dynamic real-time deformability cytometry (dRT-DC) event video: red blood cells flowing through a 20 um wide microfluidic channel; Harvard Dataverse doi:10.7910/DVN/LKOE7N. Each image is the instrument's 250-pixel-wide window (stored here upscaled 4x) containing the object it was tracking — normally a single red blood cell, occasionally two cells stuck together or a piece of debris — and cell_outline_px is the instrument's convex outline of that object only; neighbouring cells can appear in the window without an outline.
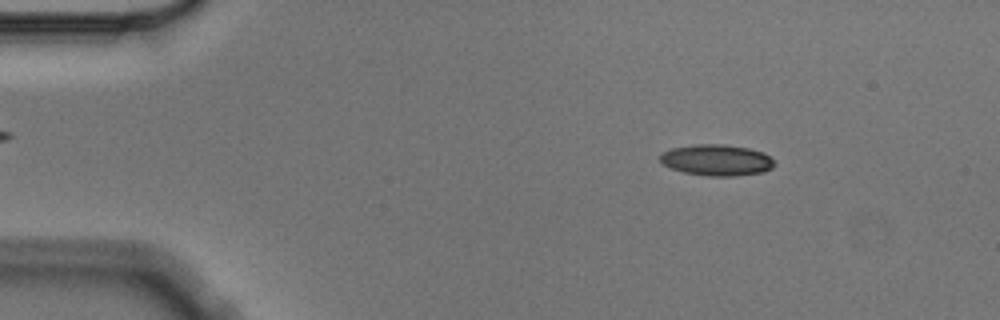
{"species": "Egyptian fruit bat (a non-hibernating species)", "species_latin": "Rousettus aegyptiacus", "temperature_condition": "cold", "stored_images_in_passage": 3, "camera_frame_rate_fps": 3000, "um_per_image_px": 0.085, "animal": {"sex": "male"}, "frame": {"image": 1, "passage_image": 1, "time_ms": 0.0, "image_size_px": [1000, 320], "cell_outline_px": [[776, 164], [772, 168], [764, 172], [736, 176], [708, 176], [684, 172], [672, 168], [664, 164], [660, 160], [660, 156], [664, 152], [672, 148], [692, 144], [724, 144], [748, 148], [764, 152]], "centroid_in_image_um": [60.95, 13.6], "position_along_channel_um": 24.1, "area_um2": 20.75}}
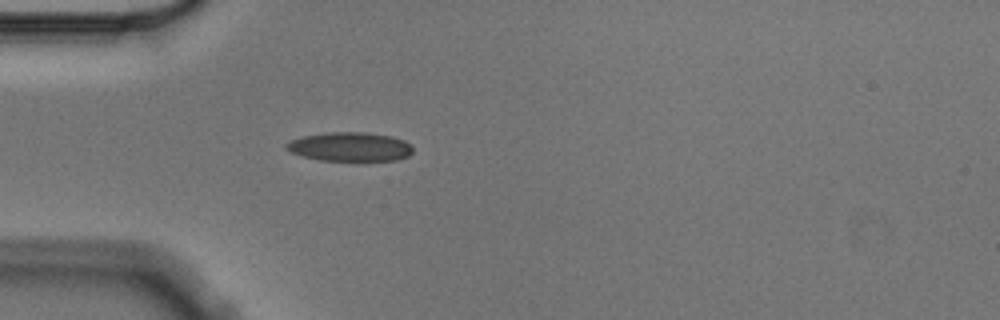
{"frame": {"image": 2, "passage_image": 3, "time_ms": 0.667, "image_size_px": [1000, 320], "cell_outline_px": [[412, 152], [408, 156], [396, 160], [320, 160], [304, 156], [292, 152], [284, 148], [284, 144], [292, 140], [304, 136], [328, 132], [364, 132], [392, 136], [404, 140], [412, 144]], "centroid_in_image_um": [29.77, 12.46], "position_along_channel_um": 55.2, "area_um2": 21.27}}